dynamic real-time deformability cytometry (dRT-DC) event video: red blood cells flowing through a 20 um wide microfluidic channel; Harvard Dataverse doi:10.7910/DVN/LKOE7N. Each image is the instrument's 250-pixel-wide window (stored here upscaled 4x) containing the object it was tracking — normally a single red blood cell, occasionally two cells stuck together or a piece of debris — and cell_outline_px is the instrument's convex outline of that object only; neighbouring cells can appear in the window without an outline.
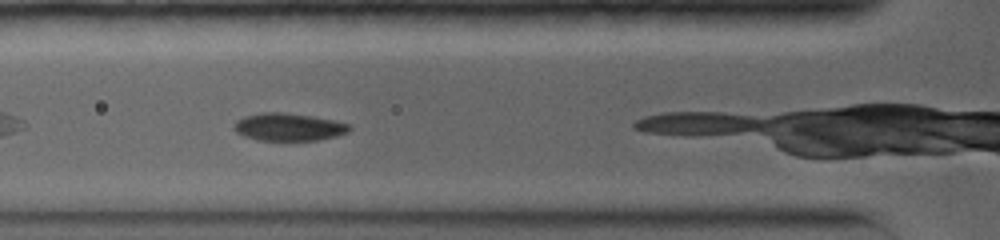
{"species": "common noctule bat (a hibernating species)", "species_latin": "Nyctalus noctula", "temperature_condition": "warm", "stored_images_in_passage": 7, "camera_frame_rate_fps": 5000, "um_per_image_px": 0.085, "animal": {"sex": "female", "body_mass_g": 19.0, "forearm_length_mm": 56.7}, "frame": {"image": 1, "passage_image": 3, "time_ms": 1.6, "image_size_px": [1000, 240], "cell_outline_px": [[352, 128], [348, 132], [336, 136], [316, 140], [256, 140], [244, 136], [236, 132], [232, 128], [232, 124], [236, 120], [244, 116], [260, 112], [284, 112], [312, 116], [336, 120], [348, 124]], "centroid_in_image_um": [24.49, 10.78], "position_along_channel_um": 101.3, "area_um2": 18.79}}